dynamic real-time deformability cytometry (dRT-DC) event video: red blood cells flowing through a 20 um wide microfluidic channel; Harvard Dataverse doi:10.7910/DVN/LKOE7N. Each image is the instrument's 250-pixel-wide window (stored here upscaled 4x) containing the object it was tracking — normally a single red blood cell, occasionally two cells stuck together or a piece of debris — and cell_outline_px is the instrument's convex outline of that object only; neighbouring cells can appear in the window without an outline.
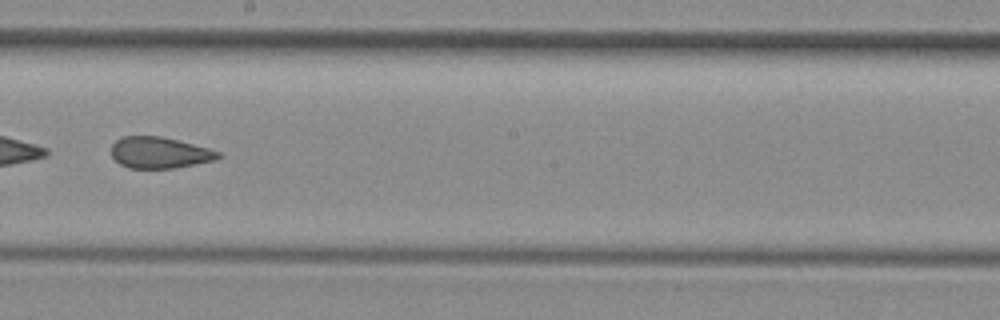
{"species": "common noctule bat (a hibernating species)", "species_latin": "Nyctalus noctula", "temperature_condition": "room temperature", "stored_images_in_passage": 42, "camera_frame_rate_fps": 3000, "um_per_image_px": 0.085, "animal": {"sex": "female", "body_mass_g": 29.2, "forearm_length_mm": 56.3}, "frame": {"image": 1, "passage_image": 24, "time_ms": 7.667, "image_size_px": [1000, 320], "cell_outline_px": [[220, 156], [216, 160], [176, 168], [128, 168], [120, 164], [112, 156], [112, 144], [116, 140], [124, 136], [160, 136], [208, 148], [220, 152]], "centroid_in_image_um": [13.55, 12.98], "position_along_channel_um": 234.6, "area_um2": 19.36}}
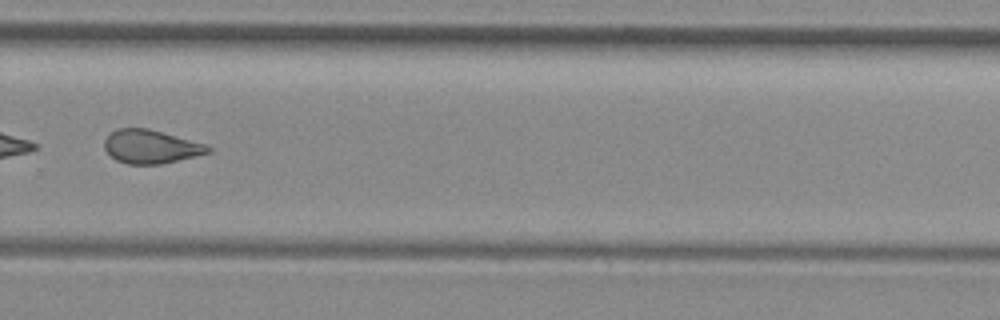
{"frame": {"image": 2, "passage_image": 30, "time_ms": 9.667, "image_size_px": [1000, 320], "cell_outline_px": [[212, 152], [160, 164], [128, 164], [116, 160], [104, 148], [104, 140], [116, 128], [148, 128], [208, 144], [212, 148]], "centroid_in_image_um": [12.85, 12.45], "position_along_channel_um": 317.0, "area_um2": 20.29}, "authors_computed_cell_mechanics": {"area_um2": 21.5883, "velocity_mm_per_s": 4.1273, "shape_relaxation_time_tau1_ms": null, "shape_relaxation_time_tau2_ms": 2.0386, "deformation_change_tau1": null, "deformation_change_tau2": 0.0861}}